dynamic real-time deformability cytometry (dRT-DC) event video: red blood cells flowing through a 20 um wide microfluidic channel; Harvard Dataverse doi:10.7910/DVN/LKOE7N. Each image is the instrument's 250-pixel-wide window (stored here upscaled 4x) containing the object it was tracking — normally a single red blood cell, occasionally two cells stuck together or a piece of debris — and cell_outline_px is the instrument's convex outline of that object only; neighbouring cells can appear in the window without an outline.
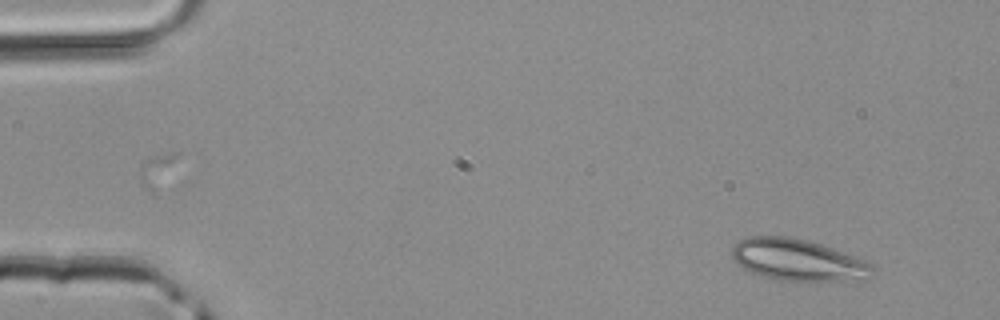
{"species": "common noctule bat (a hibernating species)", "species_latin": "Nyctalus noctula", "temperature_condition": "room temperature", "stored_images_in_passage": 2, "camera_frame_rate_fps": 3000, "um_per_image_px": 0.085, "animal": {"sex": "male", "body_mass_g": 20.4}, "frame": {"image": 1, "passage_image": 2, "time_ms": 0.333, "image_size_px": [1000, 320], "cell_outline_px": [[876, 268], [872, 276], [868, 280], [772, 280], [752, 272], [744, 268], [732, 256], [732, 248], [736, 240], [748, 236], [788, 236], [820, 244], [860, 256], [868, 260]], "centroid_in_image_um": [67.9, 22.09], "position_along_channel_um": 17.1, "area_um2": 34.51}}